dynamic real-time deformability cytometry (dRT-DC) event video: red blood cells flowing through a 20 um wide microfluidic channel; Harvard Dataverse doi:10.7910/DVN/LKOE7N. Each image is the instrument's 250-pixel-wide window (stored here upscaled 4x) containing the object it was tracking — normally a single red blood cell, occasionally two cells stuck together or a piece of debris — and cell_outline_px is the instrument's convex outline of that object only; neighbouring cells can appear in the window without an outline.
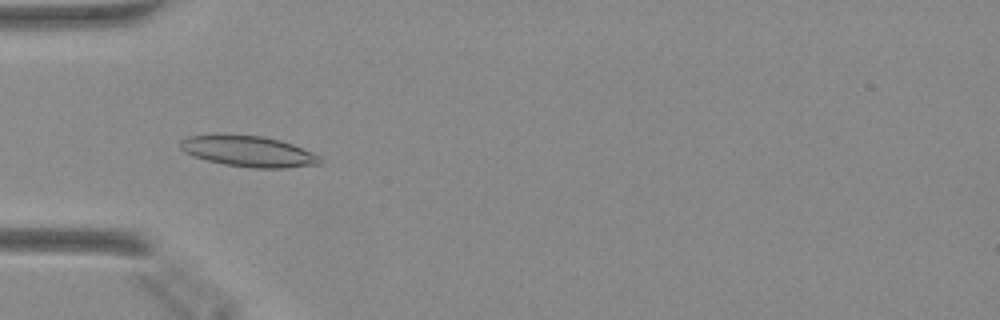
{"species": "Egyptian fruit bat (a non-hibernating species)", "species_latin": "Rousettus aegyptiacus", "temperature_condition": "warm", "stored_images_in_passage": 49, "camera_frame_rate_fps": 3000, "um_per_image_px": 0.085, "animal": {"sex": "female"}, "frame": {"image": 1, "passage_image": 15, "time_ms": 4.667, "image_size_px": [1000, 320], "cell_outline_px": [[320, 164], [284, 168], [252, 168], [224, 164], [192, 156], [184, 152], [180, 148], [180, 140], [188, 136], [264, 136], [280, 140], [292, 144], [312, 152], [320, 156]], "centroid_in_image_um": [21.14, 12.89], "position_along_channel_um": 63.9, "area_um2": 24.62}}
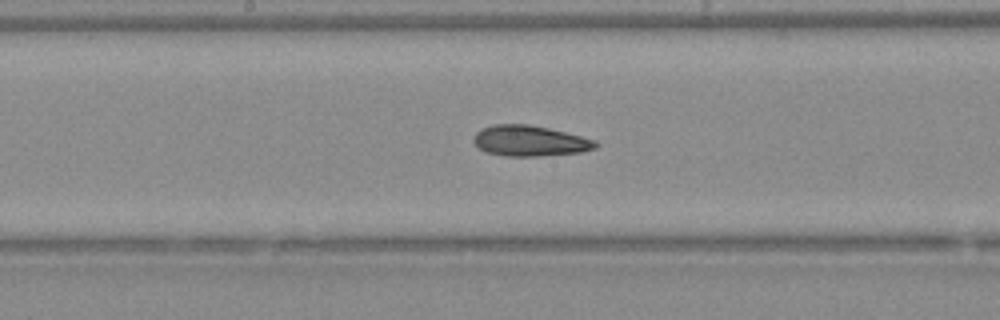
{"frame": {"image": 2, "passage_image": 25, "time_ms": 8.0, "image_size_px": [1000, 320], "cell_outline_px": [[600, 144], [596, 148], [580, 152], [540, 156], [508, 156], [484, 152], [472, 140], [476, 132], [484, 128], [496, 124], [528, 124], [548, 128], [596, 140]], "centroid_in_image_um": [45.04, 11.98], "position_along_channel_um": 203.2, "area_um2": 21.68}}
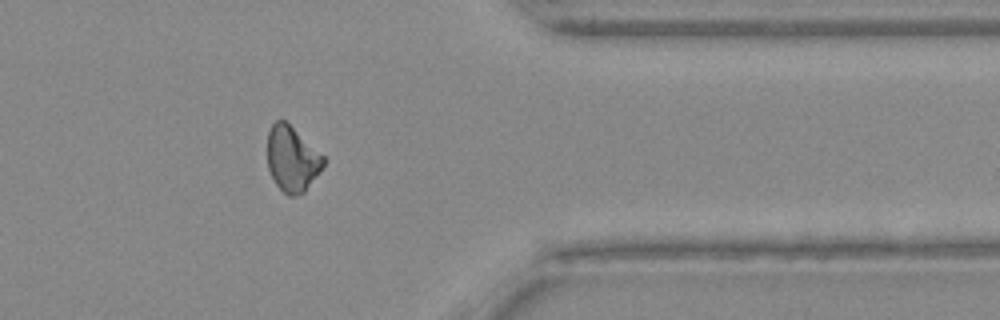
{"frame": {"image": 3, "passage_image": 39, "time_ms": 12.667, "image_size_px": [1000, 320], "cell_outline_px": [[324, 164], [304, 192], [296, 196], [288, 196], [276, 184], [268, 168], [268, 132], [272, 124], [276, 120], [284, 120], [324, 156]], "centroid_in_image_um": [24.81, 13.51], "position_along_channel_um": 386.6, "area_um2": 20.87}}